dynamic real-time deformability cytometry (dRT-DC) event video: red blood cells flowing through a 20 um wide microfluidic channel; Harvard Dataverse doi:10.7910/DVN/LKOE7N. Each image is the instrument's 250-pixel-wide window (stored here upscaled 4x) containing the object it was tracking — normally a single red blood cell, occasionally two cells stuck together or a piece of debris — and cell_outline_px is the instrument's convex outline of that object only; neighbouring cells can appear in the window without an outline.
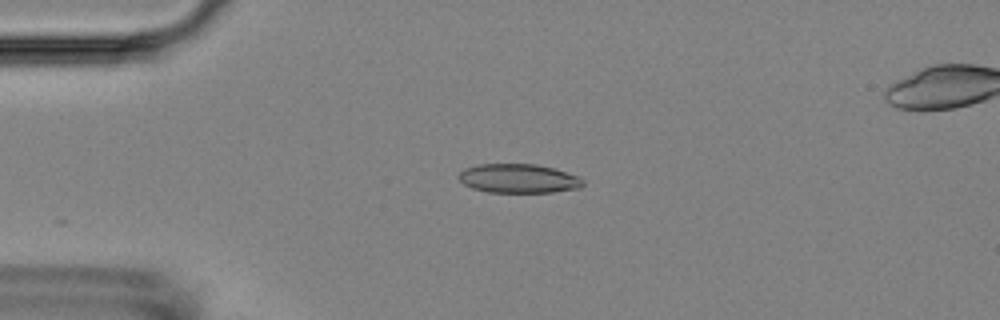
{"species": "Egyptian fruit bat (a non-hibernating species)", "species_latin": "Rousettus aegyptiacus", "temperature_condition": "room temperature", "stored_images_in_passage": 6, "camera_frame_rate_fps": 3000, "um_per_image_px": 0.085, "animal": {"sex": "female"}, "frame": {"image": 1, "passage_image": 3, "time_ms": 2.333, "image_size_px": [1000, 320], "cell_outline_px": [[584, 184], [580, 188], [552, 192], [488, 192], [472, 188], [464, 184], [456, 176], [464, 168], [476, 164], [536, 164], [552, 168], [576, 176], [584, 180]], "centroid_in_image_um": [44.03, 15.17], "position_along_channel_um": 41.0, "area_um2": 20.98}}